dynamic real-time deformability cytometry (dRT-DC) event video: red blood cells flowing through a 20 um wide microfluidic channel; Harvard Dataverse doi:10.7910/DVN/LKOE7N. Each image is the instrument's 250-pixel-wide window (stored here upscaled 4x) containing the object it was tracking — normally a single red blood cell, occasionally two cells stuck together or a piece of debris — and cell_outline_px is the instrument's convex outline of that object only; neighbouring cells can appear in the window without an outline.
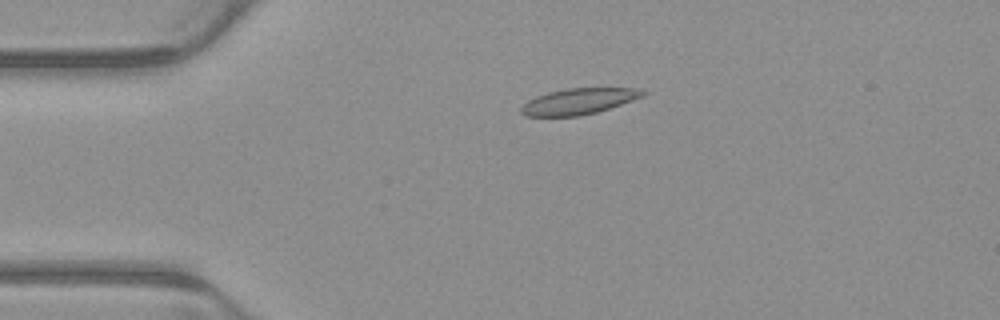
{"species": "common noctule bat (a hibernating species)", "species_latin": "Nyctalus noctula", "temperature_condition": "warm", "stored_images_in_passage": 5, "camera_frame_rate_fps": 3000, "um_per_image_px": 0.085, "animal": {"sex": "male", "body_mass_g": 23.1, "forearm_length_mm": 52.7}, "frame": {"image": 1, "passage_image": 4, "time_ms": 1.0, "image_size_px": [1000, 320], "cell_outline_px": [[648, 92], [644, 96], [596, 112], [580, 116], [524, 116], [520, 112], [520, 108], [528, 100], [536, 96], [548, 92], [568, 88], [636, 88]], "centroid_in_image_um": [49.16, 8.61], "position_along_channel_um": 35.8, "area_um2": 18.32}}